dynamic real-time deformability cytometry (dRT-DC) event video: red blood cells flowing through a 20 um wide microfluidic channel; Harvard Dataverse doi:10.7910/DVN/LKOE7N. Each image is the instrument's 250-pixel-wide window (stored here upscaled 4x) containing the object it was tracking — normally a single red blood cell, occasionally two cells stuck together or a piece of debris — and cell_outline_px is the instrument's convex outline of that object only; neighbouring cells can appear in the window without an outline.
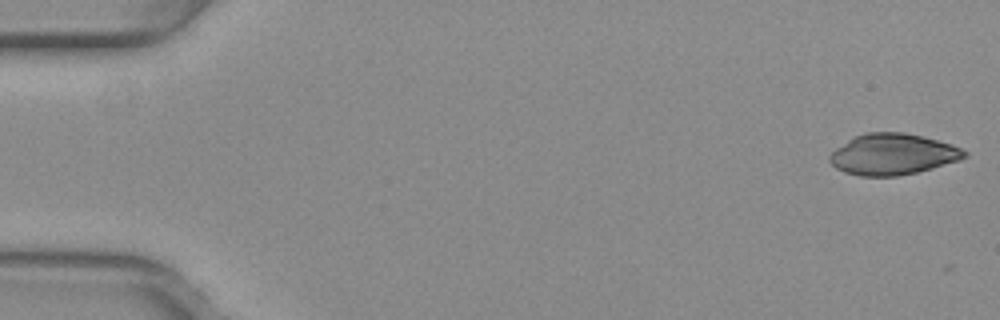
{"species": "common noctule bat (a hibernating species)", "species_latin": "Nyctalus noctula", "temperature_condition": "warm", "stored_images_in_passage": 2, "camera_frame_rate_fps": 3000, "um_per_image_px": 0.085, "animal": {"sex": "female", "body_mass_g": 29.2, "forearm_length_mm": 56.3}, "frame": {"image": 1, "passage_image": 1, "time_ms": 0.0, "image_size_px": [1000, 320], "cell_outline_px": [[968, 156], [960, 160], [932, 168], [916, 172], [896, 176], [860, 176], [844, 172], [836, 168], [828, 160], [828, 156], [836, 148], [848, 140], [864, 132], [904, 132], [924, 136], [952, 144], [968, 152]], "centroid_in_image_um": [75.89, 13.11], "position_along_channel_um": 9.1, "area_um2": 32.37}}